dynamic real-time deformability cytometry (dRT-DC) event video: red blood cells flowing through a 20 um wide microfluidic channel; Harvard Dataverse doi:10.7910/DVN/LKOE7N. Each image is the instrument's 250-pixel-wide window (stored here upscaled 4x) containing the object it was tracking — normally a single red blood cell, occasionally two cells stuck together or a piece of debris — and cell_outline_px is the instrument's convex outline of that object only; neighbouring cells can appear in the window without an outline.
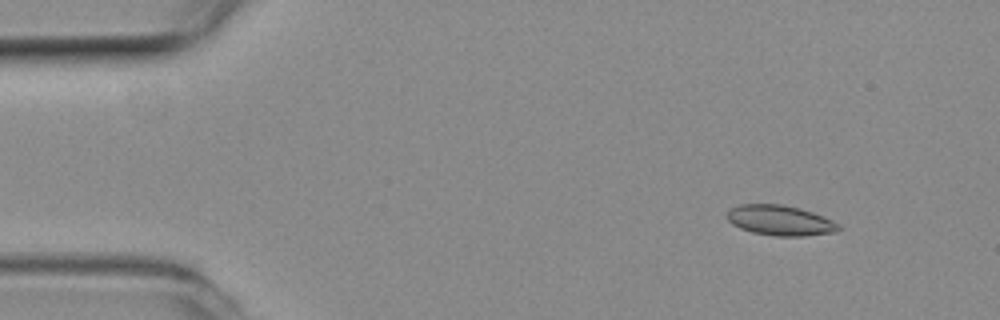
{"species": "common noctule bat (a hibernating species)", "species_latin": "Nyctalus noctula", "temperature_condition": "room temperature", "stored_images_in_passage": 54, "camera_frame_rate_fps": 3000, "um_per_image_px": 0.085, "animal": {"sex": "female", "body_mass_g": 19.3, "forearm_length_mm": 54.1}, "frame": {"image": 1, "passage_image": 6, "time_ms": 1.667, "image_size_px": [1000, 320], "cell_outline_px": [[840, 228], [836, 232], [804, 236], [772, 236], [752, 232], [740, 228], [732, 224], [728, 220], [728, 208], [740, 204], [780, 204], [800, 208], [812, 212], [832, 220], [840, 224]], "centroid_in_image_um": [66.3, 18.73], "position_along_channel_um": 18.7, "area_um2": 19.71}}
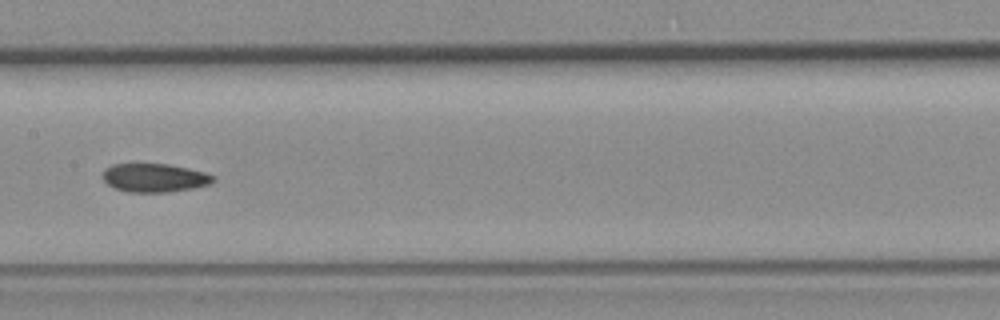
{"frame": {"image": 2, "passage_image": 27, "time_ms": 8.667, "image_size_px": [1000, 320], "cell_outline_px": [[216, 180], [212, 184], [192, 188], [168, 192], [128, 192], [116, 188], [108, 184], [104, 180], [104, 168], [112, 164], [168, 164], [188, 168], [204, 172], [216, 176]], "centroid_in_image_um": [13.18, 15.11], "position_along_channel_um": 194.2, "area_um2": 18.38}}
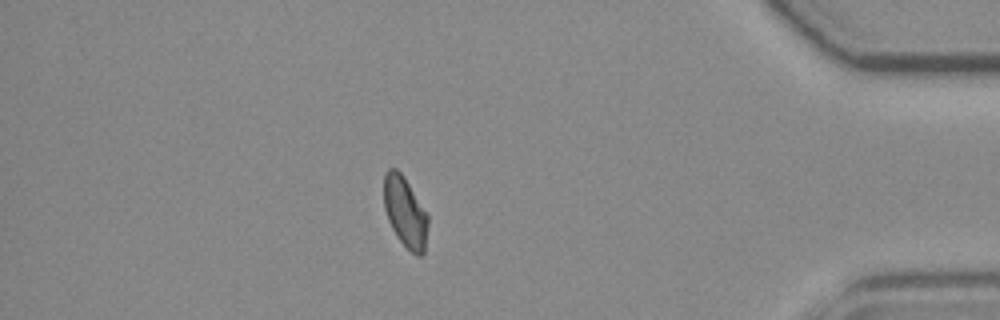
{"frame": {"image": 3, "passage_image": 47, "time_ms": 15.333, "image_size_px": [1000, 320], "cell_outline_px": [[428, 224], [424, 252], [420, 256], [416, 256], [396, 236], [388, 220], [384, 208], [384, 172], [388, 168], [396, 168], [404, 176], [428, 216]], "centroid_in_image_um": [34.42, 18.0], "position_along_channel_um": 400.8, "area_um2": 17.98}, "authors_computed_cell_mechanics": {"area_um2": 18.9006, "velocity_mm_per_s": 3.7695, "shape_relaxation_time_tau1_ms": null, "shape_relaxation_time_tau2_ms": 7.4247, "deformation_change_tau1": null, "deformation_change_tau2": 0.0912}}